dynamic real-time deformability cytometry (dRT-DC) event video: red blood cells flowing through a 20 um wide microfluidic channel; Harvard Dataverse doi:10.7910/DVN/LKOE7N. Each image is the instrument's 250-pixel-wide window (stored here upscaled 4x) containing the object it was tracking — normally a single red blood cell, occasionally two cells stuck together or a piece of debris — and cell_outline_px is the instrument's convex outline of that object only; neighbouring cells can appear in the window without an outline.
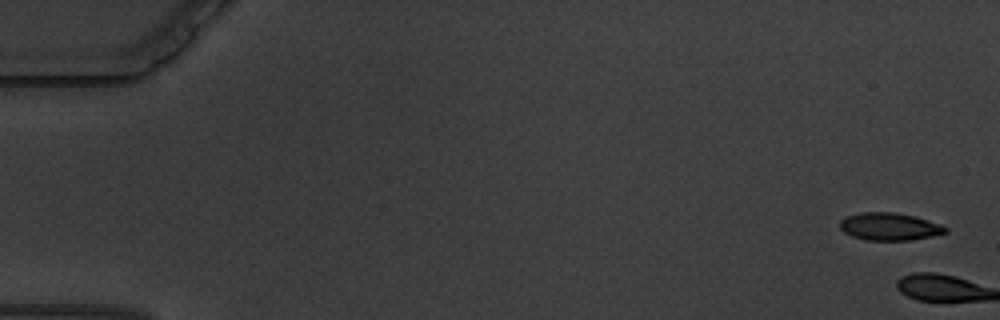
{"species": "common noctule bat (a hibernating species)", "species_latin": "Nyctalus noctula", "temperature_condition": "warm", "stored_images_in_passage": 2, "camera_frame_rate_fps": 3000, "um_per_image_px": 0.085, "animal": {"sex": "male", "body_mass_g": 19.5, "forearm_length_mm": 54.6}, "frame": {"image": 1, "passage_image": 1, "time_ms": 0.0, "image_size_px": [1000, 320], "cell_outline_px": [[948, 232], [932, 236], [908, 240], [864, 240], [852, 236], [844, 232], [840, 228], [840, 220], [844, 216], [860, 212], [896, 212], [912, 216], [940, 224], [948, 228]], "centroid_in_image_um": [75.56, 19.25], "position_along_channel_um": 9.4, "area_um2": 16.94}}